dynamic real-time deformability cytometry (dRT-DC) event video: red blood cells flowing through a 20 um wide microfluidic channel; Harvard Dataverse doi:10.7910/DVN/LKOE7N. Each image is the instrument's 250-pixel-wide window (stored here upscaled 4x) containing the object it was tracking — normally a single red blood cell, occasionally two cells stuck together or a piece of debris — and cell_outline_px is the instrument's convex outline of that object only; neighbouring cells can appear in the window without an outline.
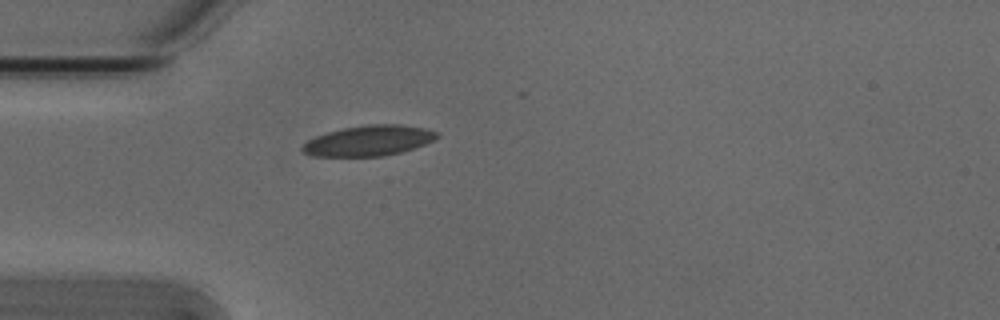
{"species": "Egyptian fruit bat (a non-hibernating species)", "species_latin": "Rousettus aegyptiacus", "temperature_condition": "cold", "stored_images_in_passage": 2, "camera_frame_rate_fps": 3000, "um_per_image_px": 0.085, "animal": {"sex": "male"}, "frame": {"image": 1, "passage_image": 1, "time_ms": 0.0, "image_size_px": [1000, 320], "cell_outline_px": [[440, 136], [424, 144], [400, 152], [384, 156], [312, 156], [304, 152], [300, 148], [308, 140], [316, 136], [328, 132], [344, 128], [368, 124], [400, 124], [424, 128], [436, 132]], "centroid_in_image_um": [31.33, 11.95], "position_along_channel_um": 53.7, "area_um2": 23.58}}